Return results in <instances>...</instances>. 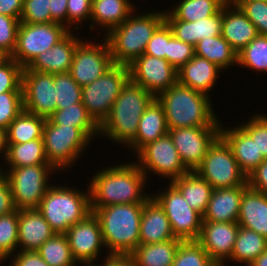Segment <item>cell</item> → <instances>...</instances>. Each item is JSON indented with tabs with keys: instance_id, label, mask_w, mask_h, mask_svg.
<instances>
[{
	"instance_id": "cell-56",
	"label": "cell",
	"mask_w": 267,
	"mask_h": 266,
	"mask_svg": "<svg viewBox=\"0 0 267 266\" xmlns=\"http://www.w3.org/2000/svg\"><path fill=\"white\" fill-rule=\"evenodd\" d=\"M51 22L59 23L67 28V0H50Z\"/></svg>"
},
{
	"instance_id": "cell-14",
	"label": "cell",
	"mask_w": 267,
	"mask_h": 266,
	"mask_svg": "<svg viewBox=\"0 0 267 266\" xmlns=\"http://www.w3.org/2000/svg\"><path fill=\"white\" fill-rule=\"evenodd\" d=\"M82 40L76 47L69 73L83 87L101 77L114 63L106 39Z\"/></svg>"
},
{
	"instance_id": "cell-9",
	"label": "cell",
	"mask_w": 267,
	"mask_h": 266,
	"mask_svg": "<svg viewBox=\"0 0 267 266\" xmlns=\"http://www.w3.org/2000/svg\"><path fill=\"white\" fill-rule=\"evenodd\" d=\"M195 172L213 189L248 185L247 176L239 167L231 148L220 135L209 146L206 156Z\"/></svg>"
},
{
	"instance_id": "cell-6",
	"label": "cell",
	"mask_w": 267,
	"mask_h": 266,
	"mask_svg": "<svg viewBox=\"0 0 267 266\" xmlns=\"http://www.w3.org/2000/svg\"><path fill=\"white\" fill-rule=\"evenodd\" d=\"M52 184L37 210L55 233L65 234L68 228L84 220L91 211L89 186L84 191L72 186Z\"/></svg>"
},
{
	"instance_id": "cell-31",
	"label": "cell",
	"mask_w": 267,
	"mask_h": 266,
	"mask_svg": "<svg viewBox=\"0 0 267 266\" xmlns=\"http://www.w3.org/2000/svg\"><path fill=\"white\" fill-rule=\"evenodd\" d=\"M171 183L180 191L190 208L203 216L213 192V187L195 171H190L172 180Z\"/></svg>"
},
{
	"instance_id": "cell-12",
	"label": "cell",
	"mask_w": 267,
	"mask_h": 266,
	"mask_svg": "<svg viewBox=\"0 0 267 266\" xmlns=\"http://www.w3.org/2000/svg\"><path fill=\"white\" fill-rule=\"evenodd\" d=\"M135 156L139 168L147 177L149 173L169 179L167 182L189 173L174 146L170 135L158 138L144 146Z\"/></svg>"
},
{
	"instance_id": "cell-16",
	"label": "cell",
	"mask_w": 267,
	"mask_h": 266,
	"mask_svg": "<svg viewBox=\"0 0 267 266\" xmlns=\"http://www.w3.org/2000/svg\"><path fill=\"white\" fill-rule=\"evenodd\" d=\"M168 134L186 168L195 171L209 146L220 135V127H182L169 129Z\"/></svg>"
},
{
	"instance_id": "cell-8",
	"label": "cell",
	"mask_w": 267,
	"mask_h": 266,
	"mask_svg": "<svg viewBox=\"0 0 267 266\" xmlns=\"http://www.w3.org/2000/svg\"><path fill=\"white\" fill-rule=\"evenodd\" d=\"M2 171L7 177L13 203L18 210L37 209L52 185L49 180L50 176L54 172L57 173L51 164L28 165Z\"/></svg>"
},
{
	"instance_id": "cell-49",
	"label": "cell",
	"mask_w": 267,
	"mask_h": 266,
	"mask_svg": "<svg viewBox=\"0 0 267 266\" xmlns=\"http://www.w3.org/2000/svg\"><path fill=\"white\" fill-rule=\"evenodd\" d=\"M246 17L256 26L258 34L267 36V2L246 1L238 6Z\"/></svg>"
},
{
	"instance_id": "cell-63",
	"label": "cell",
	"mask_w": 267,
	"mask_h": 266,
	"mask_svg": "<svg viewBox=\"0 0 267 266\" xmlns=\"http://www.w3.org/2000/svg\"><path fill=\"white\" fill-rule=\"evenodd\" d=\"M10 56L5 53L2 49H0V64L6 61Z\"/></svg>"
},
{
	"instance_id": "cell-45",
	"label": "cell",
	"mask_w": 267,
	"mask_h": 266,
	"mask_svg": "<svg viewBox=\"0 0 267 266\" xmlns=\"http://www.w3.org/2000/svg\"><path fill=\"white\" fill-rule=\"evenodd\" d=\"M247 120L239 126L256 142L259 153L267 159V115L255 113Z\"/></svg>"
},
{
	"instance_id": "cell-37",
	"label": "cell",
	"mask_w": 267,
	"mask_h": 266,
	"mask_svg": "<svg viewBox=\"0 0 267 266\" xmlns=\"http://www.w3.org/2000/svg\"><path fill=\"white\" fill-rule=\"evenodd\" d=\"M194 49L195 55L207 59L222 70L237 66V52L221 35L200 40Z\"/></svg>"
},
{
	"instance_id": "cell-39",
	"label": "cell",
	"mask_w": 267,
	"mask_h": 266,
	"mask_svg": "<svg viewBox=\"0 0 267 266\" xmlns=\"http://www.w3.org/2000/svg\"><path fill=\"white\" fill-rule=\"evenodd\" d=\"M49 266H76L65 234H55L46 240L37 250Z\"/></svg>"
},
{
	"instance_id": "cell-42",
	"label": "cell",
	"mask_w": 267,
	"mask_h": 266,
	"mask_svg": "<svg viewBox=\"0 0 267 266\" xmlns=\"http://www.w3.org/2000/svg\"><path fill=\"white\" fill-rule=\"evenodd\" d=\"M56 109L72 106L82 101V87L68 73L54 74Z\"/></svg>"
},
{
	"instance_id": "cell-34",
	"label": "cell",
	"mask_w": 267,
	"mask_h": 266,
	"mask_svg": "<svg viewBox=\"0 0 267 266\" xmlns=\"http://www.w3.org/2000/svg\"><path fill=\"white\" fill-rule=\"evenodd\" d=\"M3 160H5L7 168L2 166V170L49 164L45 155L43 139H34L22 144H7Z\"/></svg>"
},
{
	"instance_id": "cell-2",
	"label": "cell",
	"mask_w": 267,
	"mask_h": 266,
	"mask_svg": "<svg viewBox=\"0 0 267 266\" xmlns=\"http://www.w3.org/2000/svg\"><path fill=\"white\" fill-rule=\"evenodd\" d=\"M156 98L163 105L168 129L221 126L210 97L191 87L177 82Z\"/></svg>"
},
{
	"instance_id": "cell-10",
	"label": "cell",
	"mask_w": 267,
	"mask_h": 266,
	"mask_svg": "<svg viewBox=\"0 0 267 266\" xmlns=\"http://www.w3.org/2000/svg\"><path fill=\"white\" fill-rule=\"evenodd\" d=\"M128 79V66L114 64L101 77L82 87V104L99 126L108 117Z\"/></svg>"
},
{
	"instance_id": "cell-51",
	"label": "cell",
	"mask_w": 267,
	"mask_h": 266,
	"mask_svg": "<svg viewBox=\"0 0 267 266\" xmlns=\"http://www.w3.org/2000/svg\"><path fill=\"white\" fill-rule=\"evenodd\" d=\"M172 36V30L164 21L153 33L147 43L144 54L166 59V54H168V41Z\"/></svg>"
},
{
	"instance_id": "cell-1",
	"label": "cell",
	"mask_w": 267,
	"mask_h": 266,
	"mask_svg": "<svg viewBox=\"0 0 267 266\" xmlns=\"http://www.w3.org/2000/svg\"><path fill=\"white\" fill-rule=\"evenodd\" d=\"M115 165L103 167L91 177V208L145 203L151 197L144 192L148 180L136 162Z\"/></svg>"
},
{
	"instance_id": "cell-7",
	"label": "cell",
	"mask_w": 267,
	"mask_h": 266,
	"mask_svg": "<svg viewBox=\"0 0 267 266\" xmlns=\"http://www.w3.org/2000/svg\"><path fill=\"white\" fill-rule=\"evenodd\" d=\"M43 141L47 162L57 171L73 167L92 142L80 128L59 126L48 118L43 129Z\"/></svg>"
},
{
	"instance_id": "cell-55",
	"label": "cell",
	"mask_w": 267,
	"mask_h": 266,
	"mask_svg": "<svg viewBox=\"0 0 267 266\" xmlns=\"http://www.w3.org/2000/svg\"><path fill=\"white\" fill-rule=\"evenodd\" d=\"M15 210L9 182L5 173L0 171V216L7 215Z\"/></svg>"
},
{
	"instance_id": "cell-50",
	"label": "cell",
	"mask_w": 267,
	"mask_h": 266,
	"mask_svg": "<svg viewBox=\"0 0 267 266\" xmlns=\"http://www.w3.org/2000/svg\"><path fill=\"white\" fill-rule=\"evenodd\" d=\"M92 0H67V28L79 30L91 18ZM75 24L76 27L74 26ZM82 24V25H80ZM72 26V27H71Z\"/></svg>"
},
{
	"instance_id": "cell-13",
	"label": "cell",
	"mask_w": 267,
	"mask_h": 266,
	"mask_svg": "<svg viewBox=\"0 0 267 266\" xmlns=\"http://www.w3.org/2000/svg\"><path fill=\"white\" fill-rule=\"evenodd\" d=\"M158 192L154 195L151 193V196L166 213L174 236L182 241L198 240L202 216L190 208L180 191L171 182L163 191Z\"/></svg>"
},
{
	"instance_id": "cell-11",
	"label": "cell",
	"mask_w": 267,
	"mask_h": 266,
	"mask_svg": "<svg viewBox=\"0 0 267 266\" xmlns=\"http://www.w3.org/2000/svg\"><path fill=\"white\" fill-rule=\"evenodd\" d=\"M69 32L70 30L64 25L55 22L37 24L20 22L16 47L10 57L26 68L39 54L52 48Z\"/></svg>"
},
{
	"instance_id": "cell-48",
	"label": "cell",
	"mask_w": 267,
	"mask_h": 266,
	"mask_svg": "<svg viewBox=\"0 0 267 266\" xmlns=\"http://www.w3.org/2000/svg\"><path fill=\"white\" fill-rule=\"evenodd\" d=\"M195 56L194 46L178 40L174 35L168 41L166 60L178 71Z\"/></svg>"
},
{
	"instance_id": "cell-33",
	"label": "cell",
	"mask_w": 267,
	"mask_h": 266,
	"mask_svg": "<svg viewBox=\"0 0 267 266\" xmlns=\"http://www.w3.org/2000/svg\"><path fill=\"white\" fill-rule=\"evenodd\" d=\"M227 0H181L165 10V20L195 22L217 14Z\"/></svg>"
},
{
	"instance_id": "cell-20",
	"label": "cell",
	"mask_w": 267,
	"mask_h": 266,
	"mask_svg": "<svg viewBox=\"0 0 267 266\" xmlns=\"http://www.w3.org/2000/svg\"><path fill=\"white\" fill-rule=\"evenodd\" d=\"M70 31L52 48L39 54L32 63L23 70H33L42 73H68L73 61L77 45L83 40Z\"/></svg>"
},
{
	"instance_id": "cell-53",
	"label": "cell",
	"mask_w": 267,
	"mask_h": 266,
	"mask_svg": "<svg viewBox=\"0 0 267 266\" xmlns=\"http://www.w3.org/2000/svg\"><path fill=\"white\" fill-rule=\"evenodd\" d=\"M16 252L9 257L11 263H7L10 264L8 266H49L37 251L19 250Z\"/></svg>"
},
{
	"instance_id": "cell-22",
	"label": "cell",
	"mask_w": 267,
	"mask_h": 266,
	"mask_svg": "<svg viewBox=\"0 0 267 266\" xmlns=\"http://www.w3.org/2000/svg\"><path fill=\"white\" fill-rule=\"evenodd\" d=\"M55 234L37 209L19 210L18 250L36 251Z\"/></svg>"
},
{
	"instance_id": "cell-58",
	"label": "cell",
	"mask_w": 267,
	"mask_h": 266,
	"mask_svg": "<svg viewBox=\"0 0 267 266\" xmlns=\"http://www.w3.org/2000/svg\"><path fill=\"white\" fill-rule=\"evenodd\" d=\"M89 266H135L130 255L106 254L103 263L92 264Z\"/></svg>"
},
{
	"instance_id": "cell-54",
	"label": "cell",
	"mask_w": 267,
	"mask_h": 266,
	"mask_svg": "<svg viewBox=\"0 0 267 266\" xmlns=\"http://www.w3.org/2000/svg\"><path fill=\"white\" fill-rule=\"evenodd\" d=\"M247 183L250 188L267 195V159L247 176Z\"/></svg>"
},
{
	"instance_id": "cell-25",
	"label": "cell",
	"mask_w": 267,
	"mask_h": 266,
	"mask_svg": "<svg viewBox=\"0 0 267 266\" xmlns=\"http://www.w3.org/2000/svg\"><path fill=\"white\" fill-rule=\"evenodd\" d=\"M248 185L213 189L202 221L237 222L243 191Z\"/></svg>"
},
{
	"instance_id": "cell-23",
	"label": "cell",
	"mask_w": 267,
	"mask_h": 266,
	"mask_svg": "<svg viewBox=\"0 0 267 266\" xmlns=\"http://www.w3.org/2000/svg\"><path fill=\"white\" fill-rule=\"evenodd\" d=\"M226 128L220 126V136L231 148L241 170L248 176L265 158L259 153L256 142L239 125Z\"/></svg>"
},
{
	"instance_id": "cell-36",
	"label": "cell",
	"mask_w": 267,
	"mask_h": 266,
	"mask_svg": "<svg viewBox=\"0 0 267 266\" xmlns=\"http://www.w3.org/2000/svg\"><path fill=\"white\" fill-rule=\"evenodd\" d=\"M266 249L267 239L264 236L245 227H239L231 257L227 261L248 266Z\"/></svg>"
},
{
	"instance_id": "cell-57",
	"label": "cell",
	"mask_w": 267,
	"mask_h": 266,
	"mask_svg": "<svg viewBox=\"0 0 267 266\" xmlns=\"http://www.w3.org/2000/svg\"><path fill=\"white\" fill-rule=\"evenodd\" d=\"M22 10L23 0H0V14L2 15L20 20Z\"/></svg>"
},
{
	"instance_id": "cell-28",
	"label": "cell",
	"mask_w": 267,
	"mask_h": 266,
	"mask_svg": "<svg viewBox=\"0 0 267 266\" xmlns=\"http://www.w3.org/2000/svg\"><path fill=\"white\" fill-rule=\"evenodd\" d=\"M237 223L267 239V195L248 186L242 194Z\"/></svg>"
},
{
	"instance_id": "cell-52",
	"label": "cell",
	"mask_w": 267,
	"mask_h": 266,
	"mask_svg": "<svg viewBox=\"0 0 267 266\" xmlns=\"http://www.w3.org/2000/svg\"><path fill=\"white\" fill-rule=\"evenodd\" d=\"M20 20L0 14V49L9 56L15 50Z\"/></svg>"
},
{
	"instance_id": "cell-17",
	"label": "cell",
	"mask_w": 267,
	"mask_h": 266,
	"mask_svg": "<svg viewBox=\"0 0 267 266\" xmlns=\"http://www.w3.org/2000/svg\"><path fill=\"white\" fill-rule=\"evenodd\" d=\"M22 94L27 112L48 118L56 111L54 74L23 70Z\"/></svg>"
},
{
	"instance_id": "cell-18",
	"label": "cell",
	"mask_w": 267,
	"mask_h": 266,
	"mask_svg": "<svg viewBox=\"0 0 267 266\" xmlns=\"http://www.w3.org/2000/svg\"><path fill=\"white\" fill-rule=\"evenodd\" d=\"M65 235L78 264L89 266L100 258L99 253L105 245L99 220L93 212L84 220L70 226Z\"/></svg>"
},
{
	"instance_id": "cell-32",
	"label": "cell",
	"mask_w": 267,
	"mask_h": 266,
	"mask_svg": "<svg viewBox=\"0 0 267 266\" xmlns=\"http://www.w3.org/2000/svg\"><path fill=\"white\" fill-rule=\"evenodd\" d=\"M181 239L161 243L140 244L131 254L135 266H171Z\"/></svg>"
},
{
	"instance_id": "cell-40",
	"label": "cell",
	"mask_w": 267,
	"mask_h": 266,
	"mask_svg": "<svg viewBox=\"0 0 267 266\" xmlns=\"http://www.w3.org/2000/svg\"><path fill=\"white\" fill-rule=\"evenodd\" d=\"M237 65L261 74L267 72V36H256L237 53Z\"/></svg>"
},
{
	"instance_id": "cell-64",
	"label": "cell",
	"mask_w": 267,
	"mask_h": 266,
	"mask_svg": "<svg viewBox=\"0 0 267 266\" xmlns=\"http://www.w3.org/2000/svg\"><path fill=\"white\" fill-rule=\"evenodd\" d=\"M0 259L3 261V262H6V258L0 253Z\"/></svg>"
},
{
	"instance_id": "cell-43",
	"label": "cell",
	"mask_w": 267,
	"mask_h": 266,
	"mask_svg": "<svg viewBox=\"0 0 267 266\" xmlns=\"http://www.w3.org/2000/svg\"><path fill=\"white\" fill-rule=\"evenodd\" d=\"M19 210L0 216V253L8 259L18 249Z\"/></svg>"
},
{
	"instance_id": "cell-30",
	"label": "cell",
	"mask_w": 267,
	"mask_h": 266,
	"mask_svg": "<svg viewBox=\"0 0 267 266\" xmlns=\"http://www.w3.org/2000/svg\"><path fill=\"white\" fill-rule=\"evenodd\" d=\"M173 35L185 43L195 46L200 40L221 35L222 8L213 15L195 22L165 20Z\"/></svg>"
},
{
	"instance_id": "cell-27",
	"label": "cell",
	"mask_w": 267,
	"mask_h": 266,
	"mask_svg": "<svg viewBox=\"0 0 267 266\" xmlns=\"http://www.w3.org/2000/svg\"><path fill=\"white\" fill-rule=\"evenodd\" d=\"M224 72L214 63L195 55L178 70V82L208 96L216 85L219 73Z\"/></svg>"
},
{
	"instance_id": "cell-21",
	"label": "cell",
	"mask_w": 267,
	"mask_h": 266,
	"mask_svg": "<svg viewBox=\"0 0 267 266\" xmlns=\"http://www.w3.org/2000/svg\"><path fill=\"white\" fill-rule=\"evenodd\" d=\"M258 35L256 26L239 7L228 2L222 7L221 36L237 53Z\"/></svg>"
},
{
	"instance_id": "cell-29",
	"label": "cell",
	"mask_w": 267,
	"mask_h": 266,
	"mask_svg": "<svg viewBox=\"0 0 267 266\" xmlns=\"http://www.w3.org/2000/svg\"><path fill=\"white\" fill-rule=\"evenodd\" d=\"M131 0H92L90 28L100 26L104 34L122 24L137 8ZM96 24V25H94Z\"/></svg>"
},
{
	"instance_id": "cell-38",
	"label": "cell",
	"mask_w": 267,
	"mask_h": 266,
	"mask_svg": "<svg viewBox=\"0 0 267 266\" xmlns=\"http://www.w3.org/2000/svg\"><path fill=\"white\" fill-rule=\"evenodd\" d=\"M48 119L59 126H75L80 128L91 140L99 137V125L91 117L82 101L56 111Z\"/></svg>"
},
{
	"instance_id": "cell-47",
	"label": "cell",
	"mask_w": 267,
	"mask_h": 266,
	"mask_svg": "<svg viewBox=\"0 0 267 266\" xmlns=\"http://www.w3.org/2000/svg\"><path fill=\"white\" fill-rule=\"evenodd\" d=\"M50 0H23L20 22L37 24L50 23Z\"/></svg>"
},
{
	"instance_id": "cell-61",
	"label": "cell",
	"mask_w": 267,
	"mask_h": 266,
	"mask_svg": "<svg viewBox=\"0 0 267 266\" xmlns=\"http://www.w3.org/2000/svg\"><path fill=\"white\" fill-rule=\"evenodd\" d=\"M0 143H6V130L0 127Z\"/></svg>"
},
{
	"instance_id": "cell-4",
	"label": "cell",
	"mask_w": 267,
	"mask_h": 266,
	"mask_svg": "<svg viewBox=\"0 0 267 266\" xmlns=\"http://www.w3.org/2000/svg\"><path fill=\"white\" fill-rule=\"evenodd\" d=\"M144 203L91 208L98 218L108 254L130 255L140 245V223Z\"/></svg>"
},
{
	"instance_id": "cell-35",
	"label": "cell",
	"mask_w": 267,
	"mask_h": 266,
	"mask_svg": "<svg viewBox=\"0 0 267 266\" xmlns=\"http://www.w3.org/2000/svg\"><path fill=\"white\" fill-rule=\"evenodd\" d=\"M46 118L23 110L6 129V144H22L43 139Z\"/></svg>"
},
{
	"instance_id": "cell-19",
	"label": "cell",
	"mask_w": 267,
	"mask_h": 266,
	"mask_svg": "<svg viewBox=\"0 0 267 266\" xmlns=\"http://www.w3.org/2000/svg\"><path fill=\"white\" fill-rule=\"evenodd\" d=\"M239 227L237 222L202 221L197 241L218 266H229L226 261L231 257Z\"/></svg>"
},
{
	"instance_id": "cell-5",
	"label": "cell",
	"mask_w": 267,
	"mask_h": 266,
	"mask_svg": "<svg viewBox=\"0 0 267 266\" xmlns=\"http://www.w3.org/2000/svg\"><path fill=\"white\" fill-rule=\"evenodd\" d=\"M164 21L165 9L143 14L136 10L122 24L105 34L113 63L128 66L143 55L153 33Z\"/></svg>"
},
{
	"instance_id": "cell-62",
	"label": "cell",
	"mask_w": 267,
	"mask_h": 266,
	"mask_svg": "<svg viewBox=\"0 0 267 266\" xmlns=\"http://www.w3.org/2000/svg\"><path fill=\"white\" fill-rule=\"evenodd\" d=\"M6 146H7V144L6 143H0V156L2 157V159H3V156H4V154H5V151H6ZM3 155H2V154ZM0 157V158H1ZM2 166H3V163H2V165H1V167H0V171H2Z\"/></svg>"
},
{
	"instance_id": "cell-44",
	"label": "cell",
	"mask_w": 267,
	"mask_h": 266,
	"mask_svg": "<svg viewBox=\"0 0 267 266\" xmlns=\"http://www.w3.org/2000/svg\"><path fill=\"white\" fill-rule=\"evenodd\" d=\"M24 110L22 91H7L0 94V127L5 130Z\"/></svg>"
},
{
	"instance_id": "cell-15",
	"label": "cell",
	"mask_w": 267,
	"mask_h": 266,
	"mask_svg": "<svg viewBox=\"0 0 267 266\" xmlns=\"http://www.w3.org/2000/svg\"><path fill=\"white\" fill-rule=\"evenodd\" d=\"M129 78L155 98L178 82V71L163 58L143 54L130 65Z\"/></svg>"
},
{
	"instance_id": "cell-60",
	"label": "cell",
	"mask_w": 267,
	"mask_h": 266,
	"mask_svg": "<svg viewBox=\"0 0 267 266\" xmlns=\"http://www.w3.org/2000/svg\"><path fill=\"white\" fill-rule=\"evenodd\" d=\"M246 1H252V0H227V2L233 6L238 7L242 2H246ZM258 1H266L267 0H258Z\"/></svg>"
},
{
	"instance_id": "cell-3",
	"label": "cell",
	"mask_w": 267,
	"mask_h": 266,
	"mask_svg": "<svg viewBox=\"0 0 267 266\" xmlns=\"http://www.w3.org/2000/svg\"><path fill=\"white\" fill-rule=\"evenodd\" d=\"M155 97L130 78L123 85L108 117L99 126V136L127 146L136 136L146 107Z\"/></svg>"
},
{
	"instance_id": "cell-41",
	"label": "cell",
	"mask_w": 267,
	"mask_h": 266,
	"mask_svg": "<svg viewBox=\"0 0 267 266\" xmlns=\"http://www.w3.org/2000/svg\"><path fill=\"white\" fill-rule=\"evenodd\" d=\"M171 266H218L197 240L181 241Z\"/></svg>"
},
{
	"instance_id": "cell-59",
	"label": "cell",
	"mask_w": 267,
	"mask_h": 266,
	"mask_svg": "<svg viewBox=\"0 0 267 266\" xmlns=\"http://www.w3.org/2000/svg\"><path fill=\"white\" fill-rule=\"evenodd\" d=\"M248 266H267V249Z\"/></svg>"
},
{
	"instance_id": "cell-24",
	"label": "cell",
	"mask_w": 267,
	"mask_h": 266,
	"mask_svg": "<svg viewBox=\"0 0 267 266\" xmlns=\"http://www.w3.org/2000/svg\"><path fill=\"white\" fill-rule=\"evenodd\" d=\"M139 232L140 244L178 239L173 234L170 221L163 208L152 196L143 205Z\"/></svg>"
},
{
	"instance_id": "cell-46",
	"label": "cell",
	"mask_w": 267,
	"mask_h": 266,
	"mask_svg": "<svg viewBox=\"0 0 267 266\" xmlns=\"http://www.w3.org/2000/svg\"><path fill=\"white\" fill-rule=\"evenodd\" d=\"M23 67L9 57L0 64V94L7 91H22Z\"/></svg>"
},
{
	"instance_id": "cell-26",
	"label": "cell",
	"mask_w": 267,
	"mask_h": 266,
	"mask_svg": "<svg viewBox=\"0 0 267 266\" xmlns=\"http://www.w3.org/2000/svg\"><path fill=\"white\" fill-rule=\"evenodd\" d=\"M169 129L166 123L163 105L154 98L142 114L135 138L126 146L137 154L144 146L166 135Z\"/></svg>"
}]
</instances>
